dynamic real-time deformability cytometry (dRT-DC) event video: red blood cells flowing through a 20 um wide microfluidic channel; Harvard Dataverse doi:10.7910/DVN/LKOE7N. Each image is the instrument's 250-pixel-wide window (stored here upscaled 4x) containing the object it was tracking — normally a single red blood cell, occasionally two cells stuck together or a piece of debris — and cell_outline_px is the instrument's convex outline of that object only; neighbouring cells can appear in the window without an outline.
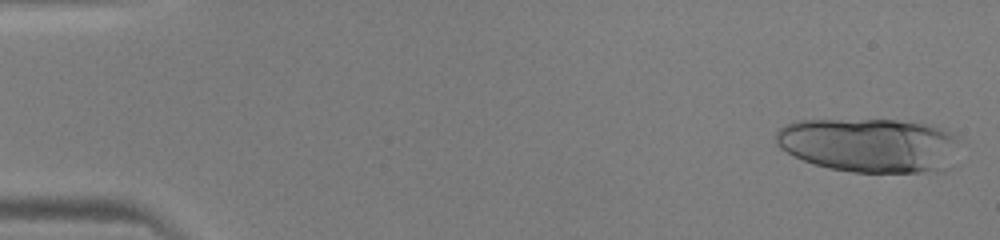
{"species": "human", "species_latin": "Homo sapiens", "temperature_condition": "warm", "stored_images_in_passage": 22, "segment_of_instrument_passage": [1, 2], "camera_frame_rate_fps": 3000, "um_per_image_px": 0.085, "donor": {"sex": "male"}, "frame": {"image": 1, "passage_image": 2, "time_ms": 0.333, "image_size_px": [1000, 240], "cell_outline_px": [[960, 140], [944, 172], [852, 172], [828, 168], [812, 164], [780, 148], [776, 144], [776, 132], [780, 128], [796, 120], [896, 120], [932, 124], [952, 132], [960, 136]], "centroid_in_image_um": [73.94, 12.33], "position_along_channel_um": 11.1, "area_um2": 58.55}}
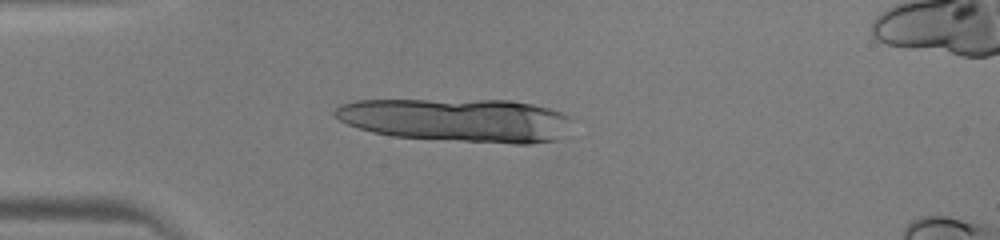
{"frame": {"image": 2, "passage_image": 13, "time_ms": 4.0, "image_size_px": [1000, 240], "cell_outline_px": [[572, 116], [560, 140], [528, 144], [512, 144], [392, 136], [372, 132], [348, 124], [340, 120], [332, 112], [340, 104], [356, 100], [508, 100], [532, 104], [548, 108]], "centroid_in_image_um": [38.86, 10.2], "position_along_channel_um": 46.1, "area_um2": 60.05}}